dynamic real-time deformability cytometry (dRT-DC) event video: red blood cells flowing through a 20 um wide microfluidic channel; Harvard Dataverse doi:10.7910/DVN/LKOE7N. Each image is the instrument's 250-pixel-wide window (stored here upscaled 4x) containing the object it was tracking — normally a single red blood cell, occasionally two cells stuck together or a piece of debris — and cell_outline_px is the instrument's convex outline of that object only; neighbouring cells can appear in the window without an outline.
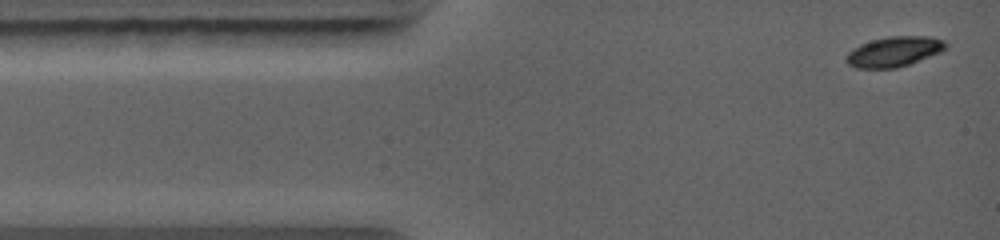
{"species": "common noctule bat (a hibernating species)", "species_latin": "Nyctalus noctula", "temperature_condition": "warm", "stored_images_in_passage": 6, "camera_frame_rate_fps": 5000, "um_per_image_px": 0.085, "animal": {"sex": "female", "body_mass_g": 19.0, "forearm_length_mm": 56.7}, "frame": {"image": 1, "passage_image": 1, "time_ms": 0.0, "image_size_px": [1000, 240], "cell_outline_px": [[948, 48], [940, 52], [908, 64], [896, 68], [856, 68], [848, 64], [844, 60], [848, 52], [852, 48], [860, 44], [872, 40], [888, 36], [932, 36], [944, 40], [948, 44]], "centroid_in_image_um": [75.99, 4.37], "position_along_channel_um": 9.0, "area_um2": 17.57}}
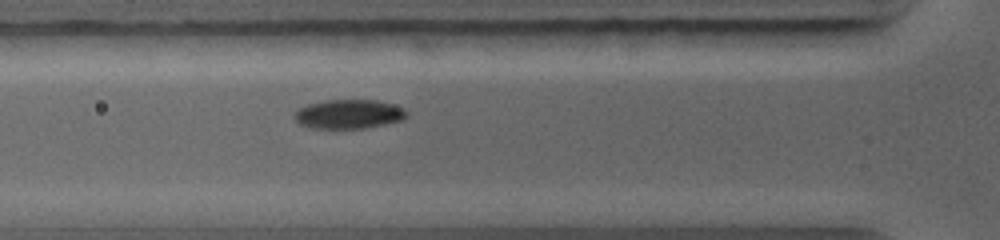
{"frame": {"image": 2, "passage_image": 5, "time_ms": 3.2, "image_size_px": [1000, 240], "cell_outline_px": [[408, 116], [400, 120], [384, 124], [364, 128], [312, 128], [300, 124], [296, 120], [296, 112], [300, 108], [308, 104], [328, 100], [376, 100], [404, 108], [408, 112]], "centroid_in_image_um": [29.67, 9.7], "position_along_channel_um": 96.1, "area_um2": 18.73}}
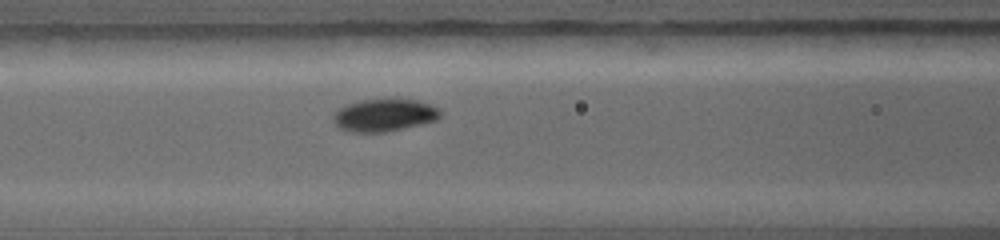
{"frame": {"image": 3, "passage_image": 6, "time_ms": 4.0, "image_size_px": [1000, 240], "cell_outline_px": [[440, 116], [436, 120], [420, 124], [384, 132], [348, 132], [340, 128], [332, 120], [332, 116], [340, 108], [348, 104], [360, 100], [416, 100], [428, 104], [436, 108], [440, 112]], "centroid_in_image_um": [32.61, 9.8], "position_along_channel_um": 134.0, "area_um2": 19.77}}